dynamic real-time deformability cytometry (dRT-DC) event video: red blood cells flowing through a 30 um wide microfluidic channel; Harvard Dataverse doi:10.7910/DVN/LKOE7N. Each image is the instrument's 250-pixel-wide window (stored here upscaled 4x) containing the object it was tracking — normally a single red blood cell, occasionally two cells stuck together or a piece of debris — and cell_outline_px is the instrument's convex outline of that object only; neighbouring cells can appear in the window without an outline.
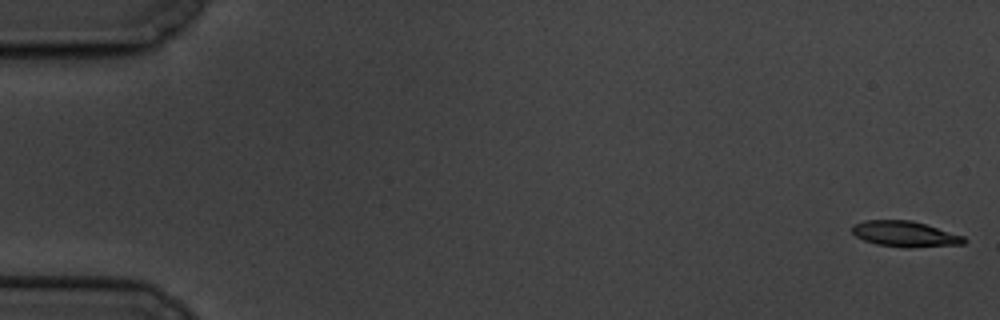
{"species": "common noctule bat (a hibernating species)", "species_latin": "Nyctalus noctula", "temperature_condition": "cold", "stored_images_in_passage": 6, "camera_frame_rate_fps": 3000, "um_per_image_px": 0.085, "animal": {"sex": "male", "body_mass_g": 19.5, "forearm_length_mm": 54.6}, "frame": {"image": 1, "passage_image": 1, "time_ms": 0.0, "image_size_px": [1000, 320], "cell_outline_px": [[968, 240], [964, 244], [912, 248], [904, 248], [876, 244], [864, 240], [856, 236], [852, 232], [852, 224], [864, 220], [912, 220], [964, 236]], "centroid_in_image_um": [76.93, 19.89], "position_along_channel_um": 8.1, "area_um2": 16.94}}
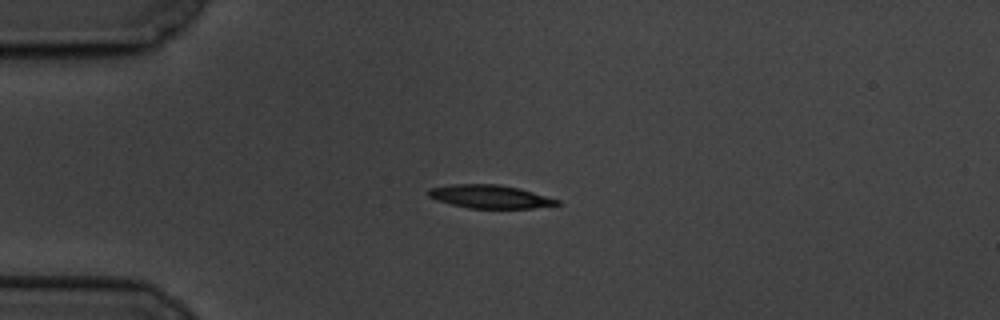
{"frame": {"image": 2, "passage_image": 5, "time_ms": 4.667, "image_size_px": [1000, 320], "cell_outline_px": [[564, 204], [532, 208], [468, 208], [436, 200], [428, 196], [428, 188], [448, 184], [500, 184], [520, 188], [560, 200]], "centroid_in_image_um": [41.66, 16.7], "position_along_channel_um": 43.3, "area_um2": 17.63}}